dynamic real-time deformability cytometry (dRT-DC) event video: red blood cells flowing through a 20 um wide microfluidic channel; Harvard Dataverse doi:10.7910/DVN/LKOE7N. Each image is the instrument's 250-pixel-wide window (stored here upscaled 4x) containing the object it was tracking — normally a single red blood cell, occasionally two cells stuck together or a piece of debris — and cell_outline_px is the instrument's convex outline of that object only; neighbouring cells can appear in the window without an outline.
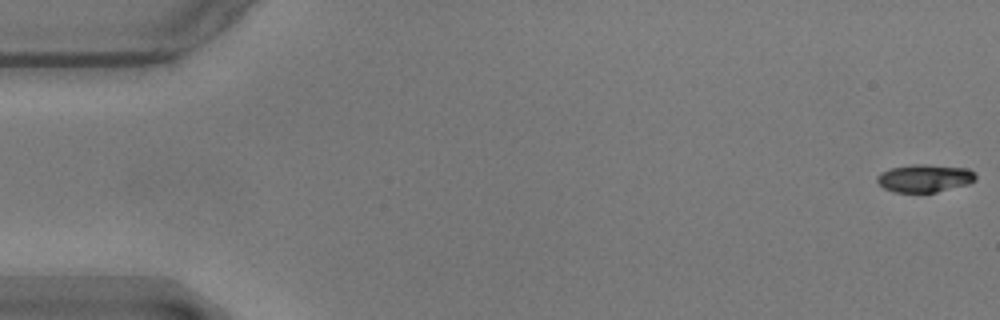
{"species": "common noctule bat (a hibernating species)", "species_latin": "Nyctalus noctula", "temperature_condition": "warm", "stored_images_in_passage": 58, "camera_frame_rate_fps": 3000, "um_per_image_px": 0.085, "animal": {"sex": "male", "body_mass_g": 17.9}, "frame": {"image": 1, "passage_image": 1, "time_ms": 0.0, "image_size_px": [1000, 320], "cell_outline_px": [[976, 180], [968, 184], [936, 192], [892, 192], [884, 188], [876, 180], [876, 176], [880, 172], [892, 168], [912, 164], [924, 164], [968, 168], [976, 172]], "centroid_in_image_um": [78.6, 15.14], "position_along_channel_um": 6.4, "area_um2": 16.07}}
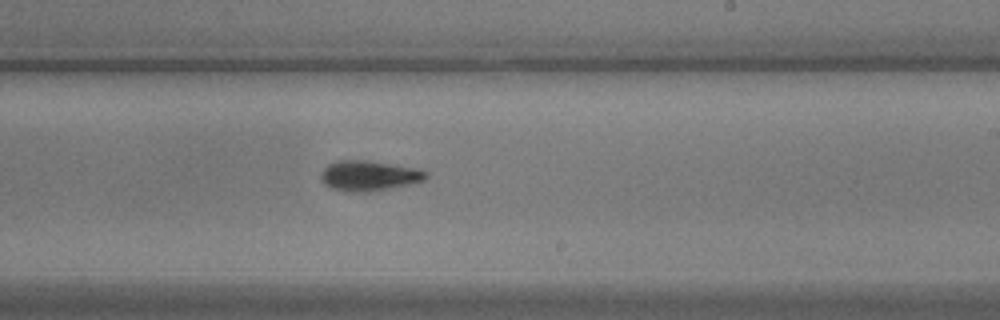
{"frame": {"image": 2, "passage_image": 34, "time_ms": 11.0, "image_size_px": [1000, 320], "cell_outline_px": [[428, 176], [424, 180], [408, 184], [364, 192], [348, 192], [332, 188], [324, 184], [320, 180], [320, 172], [328, 164], [336, 160], [364, 160], [416, 168], [428, 172]], "centroid_in_image_um": [31.3, 14.92], "position_along_channel_um": 257.7, "area_um2": 18.32}}
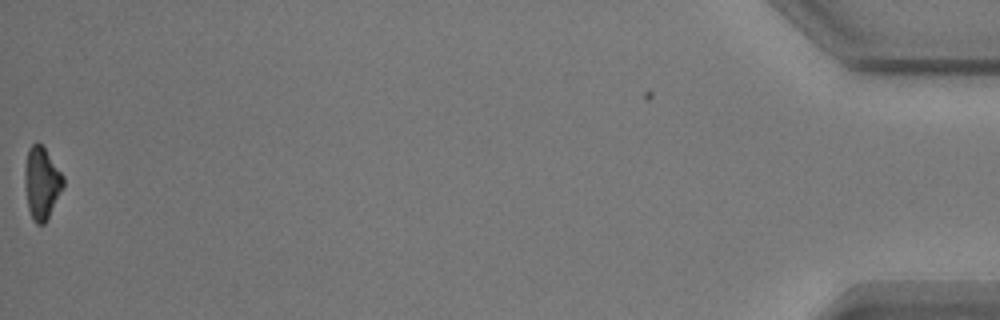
{"frame": {"image": 3, "passage_image": 57, "time_ms": 18.667, "image_size_px": [1000, 320], "cell_outline_px": [[64, 188], [44, 224], [36, 224], [32, 220], [28, 208], [24, 184], [24, 168], [28, 148], [32, 144], [40, 144], [44, 148], [64, 176]], "centroid_in_image_um": [3.53, 15.58], "position_along_channel_um": 431.7, "area_um2": 16.24}, "authors_computed_cell_mechanics": {"area_um2": 17.2822, "velocity_mm_per_s": 3.5666, "shape_relaxation_time_tau1_ms": 4.2411, "shape_relaxation_time_tau2_ms": 4.454, "deformation_change_tau1": 0.1617, "deformation_change_tau2": 0.102}}